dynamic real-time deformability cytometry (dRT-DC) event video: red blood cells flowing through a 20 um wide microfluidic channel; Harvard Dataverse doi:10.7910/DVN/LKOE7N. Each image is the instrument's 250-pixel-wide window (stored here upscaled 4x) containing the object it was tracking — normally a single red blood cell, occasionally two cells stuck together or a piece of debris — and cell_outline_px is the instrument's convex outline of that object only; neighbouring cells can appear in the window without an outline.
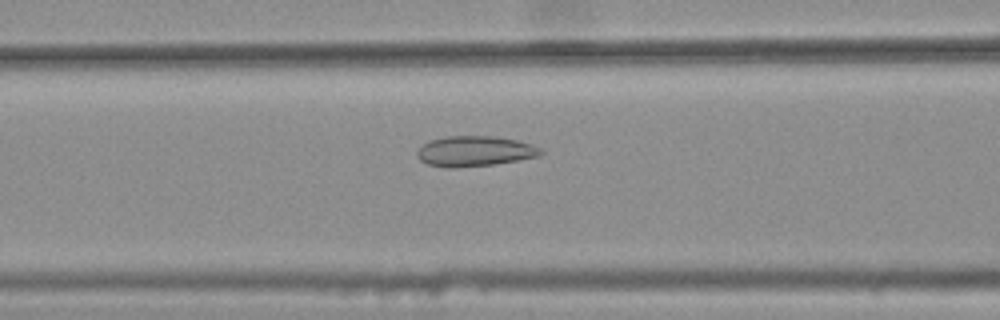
{"species": "common noctule bat (a hibernating species)", "species_latin": "Nyctalus noctula", "temperature_condition": "warm", "stored_images_in_passage": 37, "camera_frame_rate_fps": 3000, "um_per_image_px": 0.085, "animal": {"sex": "female", "body_mass_g": 25.1}, "frame": {"image": 1, "passage_image": 15, "time_ms": 4.667, "image_size_px": [1000, 320], "cell_outline_px": [[544, 152], [540, 156], [492, 164], [456, 168], [448, 168], [428, 164], [420, 160], [416, 156], [416, 152], [428, 140], [448, 136], [492, 136], [520, 140], [532, 144], [540, 148]], "centroid_in_image_um": [40.35, 12.84], "position_along_channel_um": 126.2, "area_um2": 21.91}}
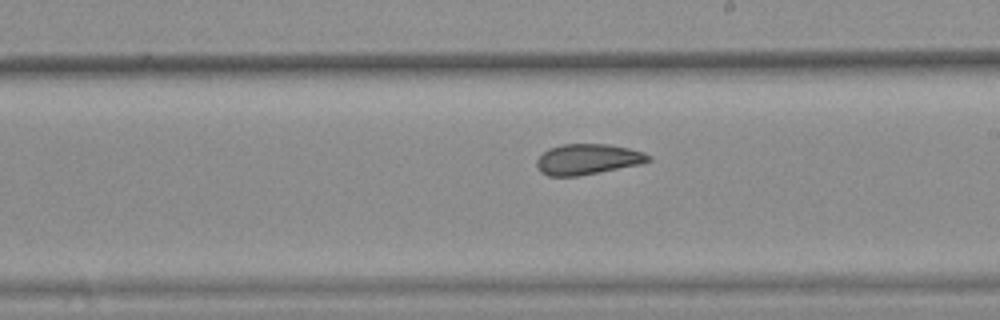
{"frame": {"image": 2, "passage_image": 24, "time_ms": 7.667, "image_size_px": [1000, 320], "cell_outline_px": [[652, 160], [640, 164], [600, 172], [576, 176], [548, 176], [540, 172], [536, 168], [536, 160], [548, 148], [564, 144], [608, 144], [628, 148], [644, 152], [652, 156]], "centroid_in_image_um": [49.94, 13.54], "position_along_channel_um": 239.1, "area_um2": 20.0}}
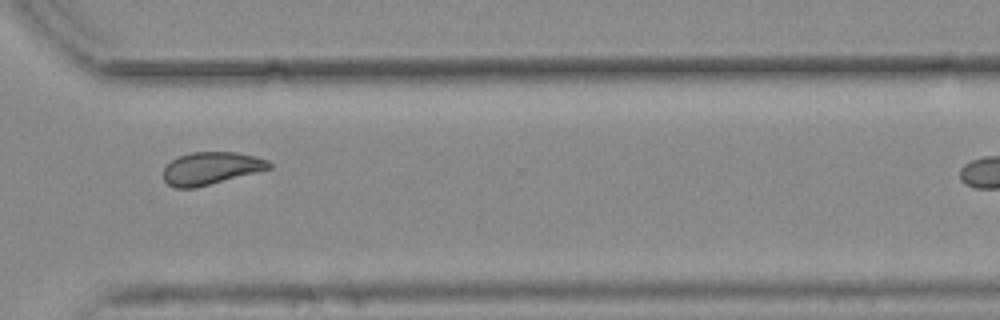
{"frame": {"image": 3, "passage_image": 33, "time_ms": 10.667, "image_size_px": [1000, 320], "cell_outline_px": [[272, 168], [196, 188], [176, 188], [168, 184], [164, 180], [164, 168], [172, 160], [180, 156], [192, 152], [236, 152], [256, 156], [268, 160], [272, 164]], "centroid_in_image_um": [17.96, 14.3], "position_along_channel_um": 352.6, "area_um2": 20.0}}